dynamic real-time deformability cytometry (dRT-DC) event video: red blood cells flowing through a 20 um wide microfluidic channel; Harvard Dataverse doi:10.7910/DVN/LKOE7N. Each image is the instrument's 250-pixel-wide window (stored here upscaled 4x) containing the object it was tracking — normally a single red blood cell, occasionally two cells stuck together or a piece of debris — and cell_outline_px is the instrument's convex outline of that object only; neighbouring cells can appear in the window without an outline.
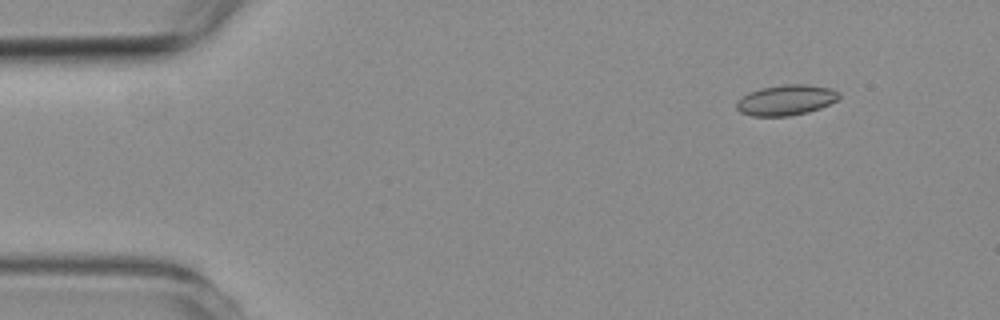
{"species": "common noctule bat (a hibernating species)", "species_latin": "Nyctalus noctula", "temperature_condition": "room temperature", "stored_images_in_passage": 4, "camera_frame_rate_fps": 3000, "um_per_image_px": 0.085, "animal": {"sex": "female", "body_mass_g": 19.3, "forearm_length_mm": 54.1}, "frame": {"image": 1, "passage_image": 1, "time_ms": 0.0, "image_size_px": [1000, 320], "cell_outline_px": [[840, 96], [836, 100], [820, 108], [808, 112], [788, 116], [752, 116], [740, 112], [736, 108], [736, 100], [748, 92], [760, 88], [784, 84], [808, 84], [832, 88], [840, 92]], "centroid_in_image_um": [66.8, 8.49], "position_along_channel_um": 18.2, "area_um2": 18.38}}
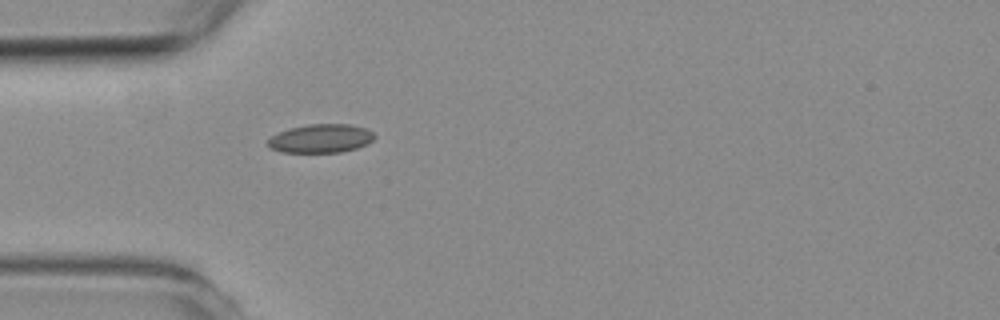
{"frame": {"image": 2, "passage_image": 4, "time_ms": 3.333, "image_size_px": [1000, 320], "cell_outline_px": [[376, 136], [372, 140], [356, 148], [340, 152], [280, 152], [268, 148], [268, 140], [272, 136], [288, 128], [308, 124], [352, 124], [368, 128]], "centroid_in_image_um": [27.26, 11.76], "position_along_channel_um": 57.7, "area_um2": 17.8}}